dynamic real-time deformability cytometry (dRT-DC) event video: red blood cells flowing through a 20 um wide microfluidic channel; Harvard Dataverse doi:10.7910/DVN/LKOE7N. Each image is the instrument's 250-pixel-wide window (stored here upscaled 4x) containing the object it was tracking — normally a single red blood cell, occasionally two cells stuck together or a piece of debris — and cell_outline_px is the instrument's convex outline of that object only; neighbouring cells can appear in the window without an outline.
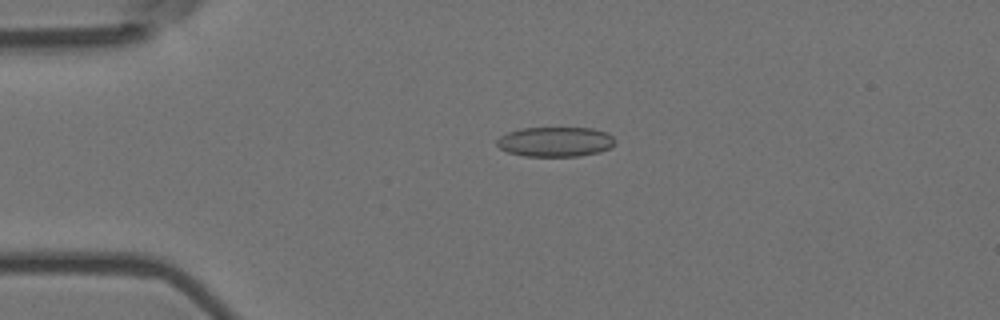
{"species": "Egyptian fruit bat (a non-hibernating species)", "species_latin": "Rousettus aegyptiacus", "temperature_condition": "room temperature", "stored_images_in_passage": 5, "camera_frame_rate_fps": 3000, "um_per_image_px": 0.085, "animal": {"sex": "female"}, "frame": {"image": 1, "passage_image": 4, "time_ms": 1.0, "image_size_px": [1000, 320], "cell_outline_px": [[616, 144], [600, 152], [580, 156], [524, 156], [508, 152], [500, 148], [496, 144], [496, 140], [500, 136], [508, 132], [520, 128], [592, 128], [608, 132], [616, 140]], "centroid_in_image_um": [47.22, 12.05], "position_along_channel_um": 37.8, "area_um2": 20.69}}